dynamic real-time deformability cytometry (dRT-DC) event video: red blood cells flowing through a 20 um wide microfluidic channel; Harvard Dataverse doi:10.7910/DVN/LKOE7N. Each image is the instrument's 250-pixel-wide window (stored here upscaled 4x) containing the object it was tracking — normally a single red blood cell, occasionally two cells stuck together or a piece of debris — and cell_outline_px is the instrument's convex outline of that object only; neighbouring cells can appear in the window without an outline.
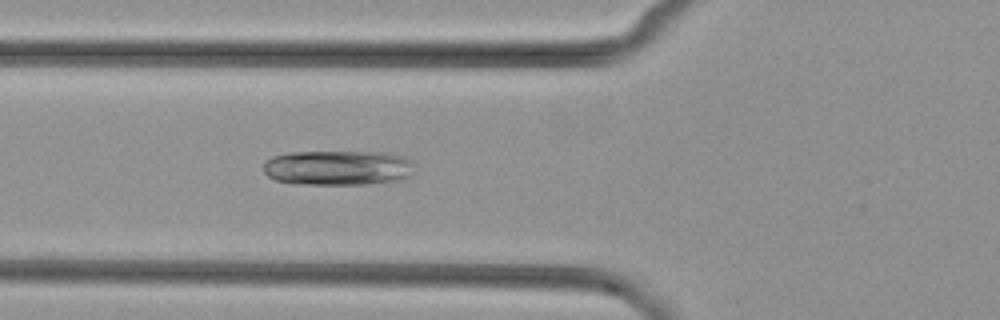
{"species": "common noctule bat (a hibernating species)", "species_latin": "Nyctalus noctula", "temperature_condition": "cold", "stored_images_in_passage": 38, "camera_frame_rate_fps": 3000, "um_per_image_px": 0.085, "animal": {"sex": "female", "body_mass_g": 29.2, "forearm_length_mm": 56.3}, "frame": {"image": 1, "passage_image": 6, "time_ms": 1.667, "image_size_px": [1000, 320], "cell_outline_px": [[412, 176], [400, 180], [368, 184], [292, 184], [276, 180], [268, 176], [264, 172], [264, 160], [272, 156], [288, 152], [388, 152], [404, 156], [412, 160]], "centroid_in_image_um": [28.72, 14.26], "position_along_channel_um": 97.1, "area_um2": 31.21}}
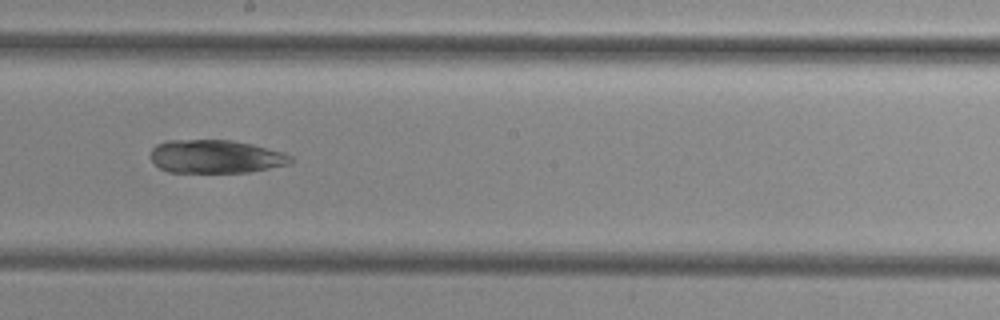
{"frame": {"image": 2, "passage_image": 16, "time_ms": 5.0, "image_size_px": [1000, 320], "cell_outline_px": [[292, 160], [288, 164], [248, 172], [168, 172], [160, 168], [152, 160], [152, 148], [156, 144], [168, 140], [232, 140], [252, 144], [284, 152], [292, 156]], "centroid_in_image_um": [18.33, 13.3], "position_along_channel_um": 229.9, "area_um2": 27.05}}
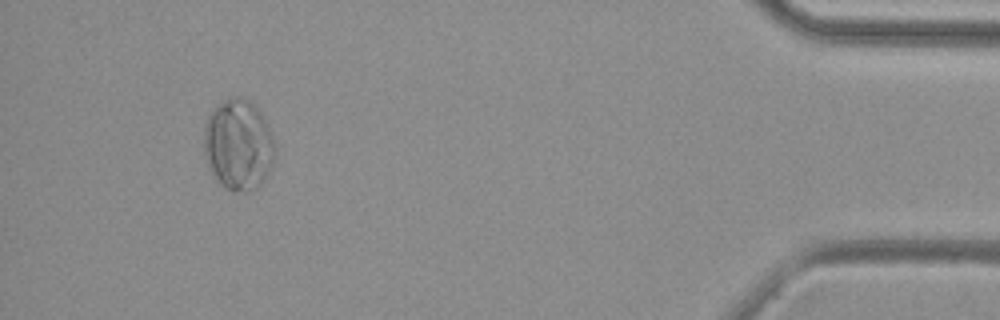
{"frame": {"image": 3, "passage_image": 35, "time_ms": 11.333, "image_size_px": [1000, 320], "cell_outline_px": [[276, 156], [272, 168], [264, 180], [256, 188], [248, 192], [232, 192], [224, 188], [212, 176], [208, 168], [204, 156], [204, 128], [208, 112], [212, 108], [228, 96], [244, 96], [256, 104], [272, 136], [276, 148]], "centroid_in_image_um": [20.24, 12.3], "position_along_channel_um": 415.0, "area_um2": 38.78}}